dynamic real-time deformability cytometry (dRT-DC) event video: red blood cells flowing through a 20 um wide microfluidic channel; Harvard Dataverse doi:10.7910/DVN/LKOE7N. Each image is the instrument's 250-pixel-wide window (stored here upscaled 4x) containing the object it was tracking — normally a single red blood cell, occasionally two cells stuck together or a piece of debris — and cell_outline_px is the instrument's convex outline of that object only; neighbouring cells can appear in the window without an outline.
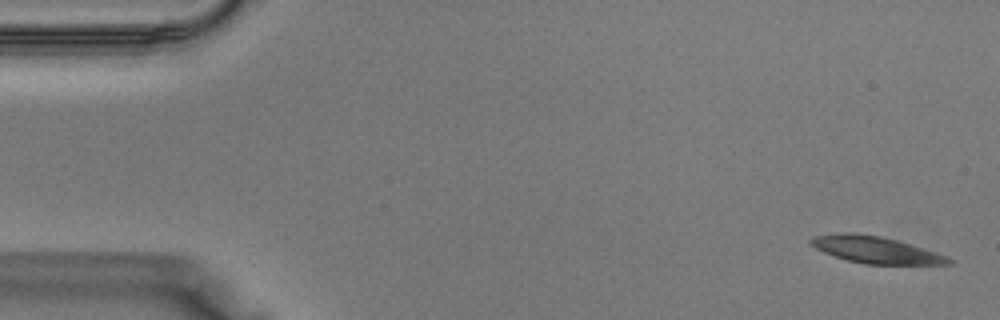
{"species": "Egyptian fruit bat (a non-hibernating species)", "species_latin": "Rousettus aegyptiacus", "temperature_condition": "warm", "stored_images_in_passage": 9, "camera_frame_rate_fps": 3000, "um_per_image_px": 0.085, "animal": {"sex": "male"}, "frame": {"image": 1, "passage_image": 1, "time_ms": 0.0, "image_size_px": [1000, 320], "cell_outline_px": [[952, 264], [864, 264], [848, 260], [824, 252], [808, 244], [808, 240], [812, 236], [840, 232], [856, 232], [880, 236], [896, 240], [936, 252], [948, 256], [952, 260]], "centroid_in_image_um": [74.38, 21.22], "position_along_channel_um": 10.6, "area_um2": 21.5}}